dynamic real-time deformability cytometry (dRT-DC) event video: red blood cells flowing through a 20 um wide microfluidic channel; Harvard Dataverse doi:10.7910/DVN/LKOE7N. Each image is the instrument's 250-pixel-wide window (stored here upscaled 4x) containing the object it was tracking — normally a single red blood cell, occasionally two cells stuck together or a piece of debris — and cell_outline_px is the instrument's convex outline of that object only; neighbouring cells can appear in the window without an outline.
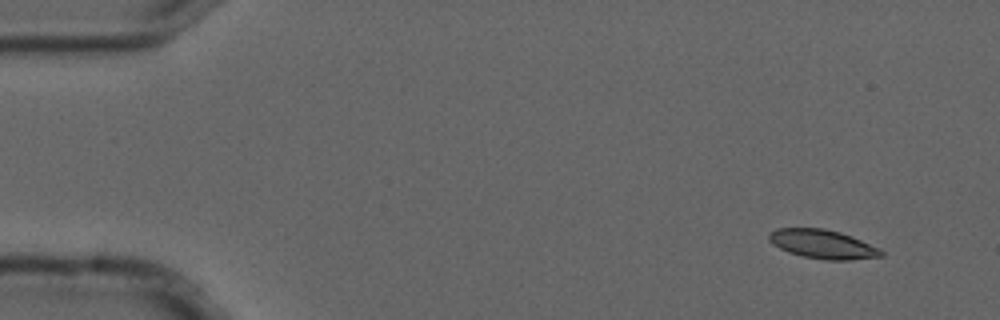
{"species": "common noctule bat (a hibernating species)", "species_latin": "Nyctalus noctula", "temperature_condition": "cold", "stored_images_in_passage": 8, "camera_frame_rate_fps": 3000, "um_per_image_px": 0.085, "animal": {"sex": "male", "forearm_length_mm": 52.5}, "frame": {"image": 1, "passage_image": 1, "time_ms": 0.0, "image_size_px": [1000, 320], "cell_outline_px": [[884, 256], [852, 260], [824, 260], [804, 256], [788, 252], [772, 244], [768, 240], [768, 232], [776, 228], [824, 228], [840, 232], [852, 236], [880, 248], [884, 252]], "centroid_in_image_um": [69.93, 20.75], "position_along_channel_um": 15.1, "area_um2": 19.13}}
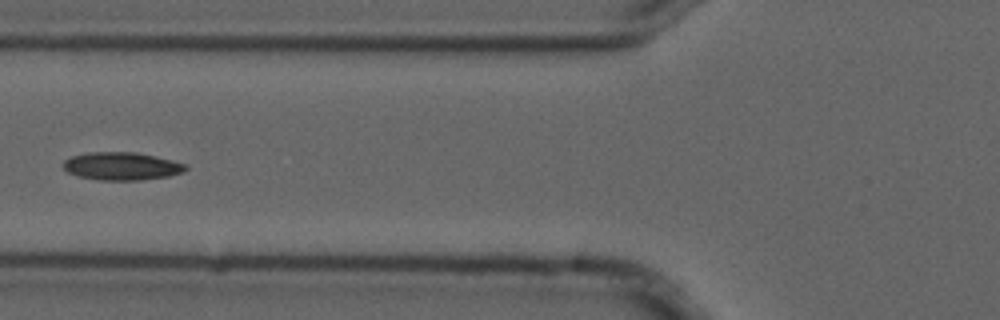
{"frame": {"image": 2, "passage_image": 5, "time_ms": 1.333, "image_size_px": [1000, 320], "cell_outline_px": [[188, 168], [184, 172], [168, 176], [140, 180], [96, 180], [80, 176], [68, 172], [64, 168], [64, 160], [72, 156], [88, 152], [136, 152], [156, 156], [188, 164]], "centroid_in_image_um": [10.38, 14.12], "position_along_channel_um": 115.4, "area_um2": 19.94}}
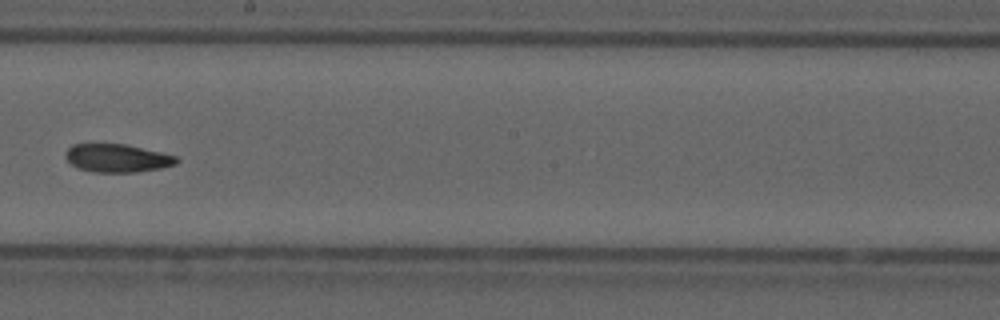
{"frame": {"image": 3, "passage_image": 8, "time_ms": 2.333, "image_size_px": [1000, 320], "cell_outline_px": [[180, 160], [176, 164], [160, 168], [136, 172], [92, 172], [80, 168], [72, 164], [64, 156], [64, 152], [72, 144], [124, 144], [160, 152], [176, 156]], "centroid_in_image_um": [9.95, 13.44], "position_along_channel_um": 238.3, "area_um2": 18.09}}